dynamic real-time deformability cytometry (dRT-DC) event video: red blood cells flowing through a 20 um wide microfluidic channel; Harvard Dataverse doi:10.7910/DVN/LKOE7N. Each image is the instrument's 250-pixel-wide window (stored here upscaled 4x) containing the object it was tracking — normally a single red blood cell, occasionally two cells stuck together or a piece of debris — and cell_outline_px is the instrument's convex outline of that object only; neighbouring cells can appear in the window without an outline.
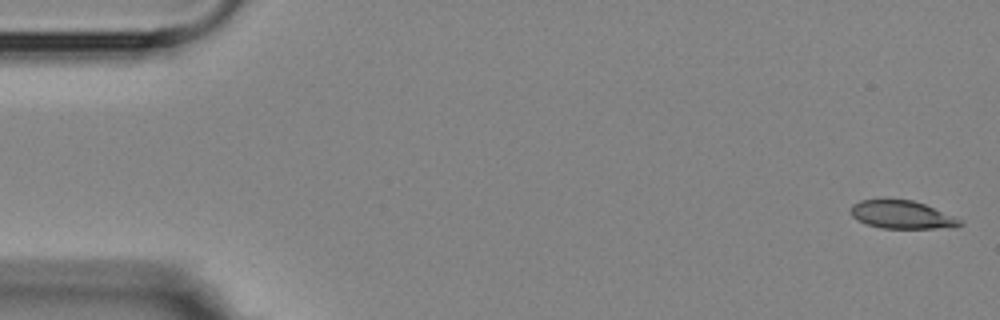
{"species": "Egyptian fruit bat (a non-hibernating species)", "species_latin": "Rousettus aegyptiacus", "temperature_condition": "room temperature", "stored_images_in_passage": 10, "camera_frame_rate_fps": 3000, "um_per_image_px": 0.085, "animal": {"sex": "female"}, "frame": {"image": 1, "passage_image": 1, "time_ms": 0.0, "image_size_px": [1000, 320], "cell_outline_px": [[964, 224], [956, 228], [880, 228], [864, 224], [856, 220], [848, 212], [852, 204], [860, 200], [884, 196], [912, 200], [924, 204], [964, 220]], "centroid_in_image_um": [76.6, 18.21], "position_along_channel_um": 8.4, "area_um2": 18.84}}
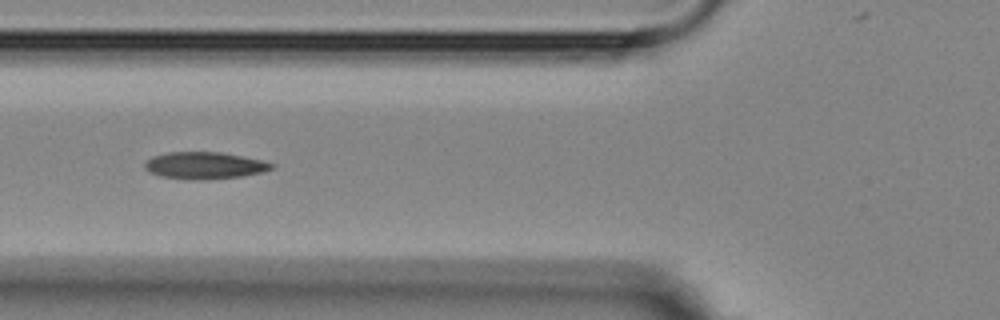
{"frame": {"image": 2, "passage_image": 6, "time_ms": 6.333, "image_size_px": [1000, 320], "cell_outline_px": [[276, 168], [264, 172], [244, 176], [204, 180], [160, 176], [148, 172], [144, 168], [144, 164], [152, 156], [168, 152], [220, 152], [260, 160], [276, 164]], "centroid_in_image_um": [17.42, 14.07], "position_along_channel_um": 108.4, "area_um2": 19.94}}
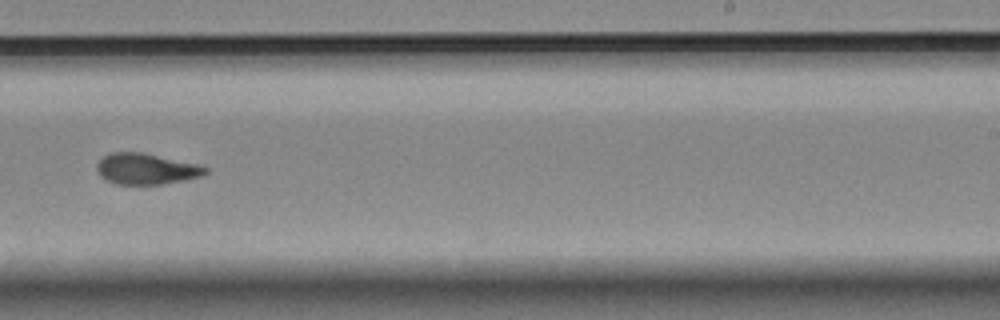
{"frame": {"image": 3, "passage_image": 10, "time_ms": 11.0, "image_size_px": [1000, 320], "cell_outline_px": [[208, 172], [204, 176], [184, 180], [160, 184], [116, 184], [100, 176], [96, 168], [96, 164], [104, 156], [112, 152], [140, 152], [204, 164], [208, 168]], "centroid_in_image_um": [12.5, 14.34], "position_along_channel_um": 276.5, "area_um2": 19.83}}